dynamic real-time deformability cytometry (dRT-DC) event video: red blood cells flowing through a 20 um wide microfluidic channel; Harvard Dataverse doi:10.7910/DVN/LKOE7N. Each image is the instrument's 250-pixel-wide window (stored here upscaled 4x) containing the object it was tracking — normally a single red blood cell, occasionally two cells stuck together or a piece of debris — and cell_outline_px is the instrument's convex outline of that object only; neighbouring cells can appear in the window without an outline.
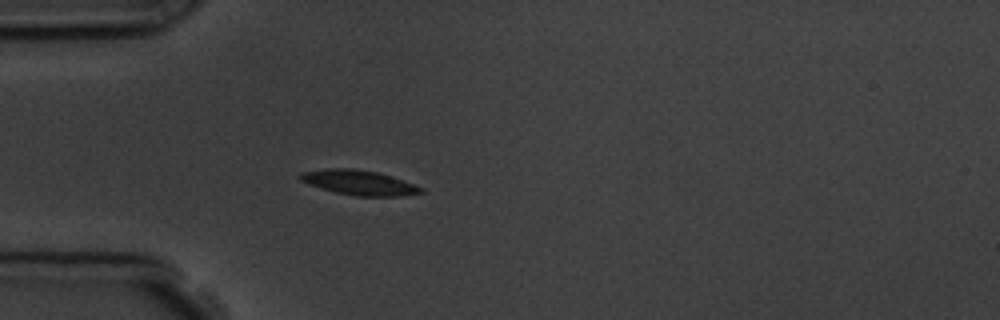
{"species": "common noctule bat (a hibernating species)", "species_latin": "Nyctalus noctula", "temperature_condition": "room temperature", "stored_images_in_passage": 1, "camera_frame_rate_fps": 3000, "um_per_image_px": 0.085, "animal": {"sex": "male", "body_mass_g": 19.5, "forearm_length_mm": 54.6}, "frame": {"image": 1, "passage_image": 1, "time_ms": 0.0, "image_size_px": [1000, 320], "cell_outline_px": [[424, 192], [400, 196], [356, 196], [336, 192], [308, 184], [300, 180], [296, 176], [300, 172], [328, 168], [352, 168], [376, 172], [424, 188]], "centroid_in_image_um": [30.44, 15.51], "position_along_channel_um": 54.6, "area_um2": 17.22}}